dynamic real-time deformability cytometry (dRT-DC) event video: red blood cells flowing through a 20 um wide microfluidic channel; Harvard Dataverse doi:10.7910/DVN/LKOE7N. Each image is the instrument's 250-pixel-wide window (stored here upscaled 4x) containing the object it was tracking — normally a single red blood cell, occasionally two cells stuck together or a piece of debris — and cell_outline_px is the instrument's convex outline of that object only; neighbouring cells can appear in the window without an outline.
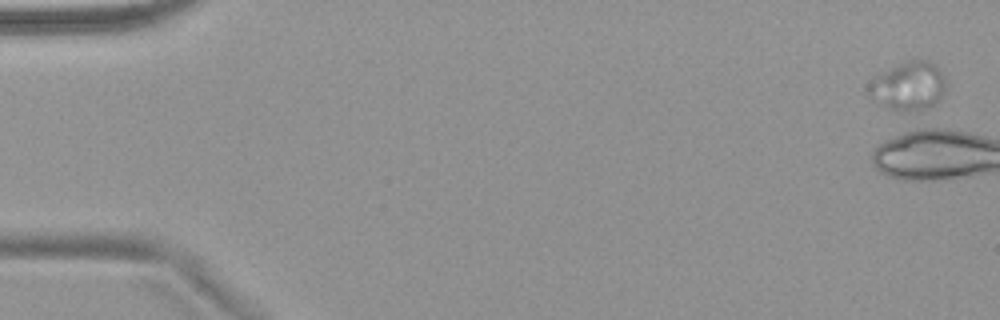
{"species": "common noctule bat (a hibernating species)", "species_latin": "Nyctalus noctula", "temperature_condition": "warm", "stored_images_in_passage": 5, "camera_frame_rate_fps": 3000, "um_per_image_px": 0.085, "animal": {"sex": "female", "body_mass_g": 18.4}, "frame": {"image": 1, "passage_image": 1, "time_ms": 0.0, "image_size_px": [1000, 320], "cell_outline_px": [[944, 92], [928, 108], [920, 112], [896, 112], [872, 100], [868, 96], [868, 88], [876, 76], [908, 60], [928, 60], [936, 64], [944, 76]], "centroid_in_image_um": [77.21, 7.36], "position_along_channel_um": 7.8, "area_um2": 21.79}}